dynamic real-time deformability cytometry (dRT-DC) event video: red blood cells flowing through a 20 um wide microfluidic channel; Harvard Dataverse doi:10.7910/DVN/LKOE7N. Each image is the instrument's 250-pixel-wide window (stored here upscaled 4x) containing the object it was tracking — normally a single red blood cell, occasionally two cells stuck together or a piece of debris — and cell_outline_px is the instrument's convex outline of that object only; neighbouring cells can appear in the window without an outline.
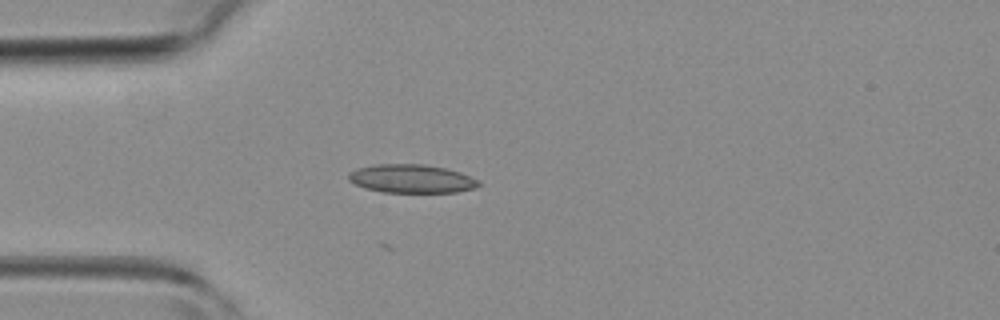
{"species": "common noctule bat (a hibernating species)", "species_latin": "Nyctalus noctula", "temperature_condition": "room temperature", "stored_images_in_passage": 18, "camera_frame_rate_fps": 3000, "um_per_image_px": 0.085, "animal": {"sex": "female", "body_mass_g": 19.3, "forearm_length_mm": 54.1}, "frame": {"image": 1, "passage_image": 2, "time_ms": 0.333, "image_size_px": [1000, 320], "cell_outline_px": [[480, 184], [476, 188], [456, 192], [384, 192], [364, 188], [348, 180], [348, 172], [356, 168], [376, 164], [424, 164], [444, 168], [460, 172], [476, 180]], "centroid_in_image_um": [34.93, 15.18], "position_along_channel_um": 50.1, "area_um2": 21.5}}
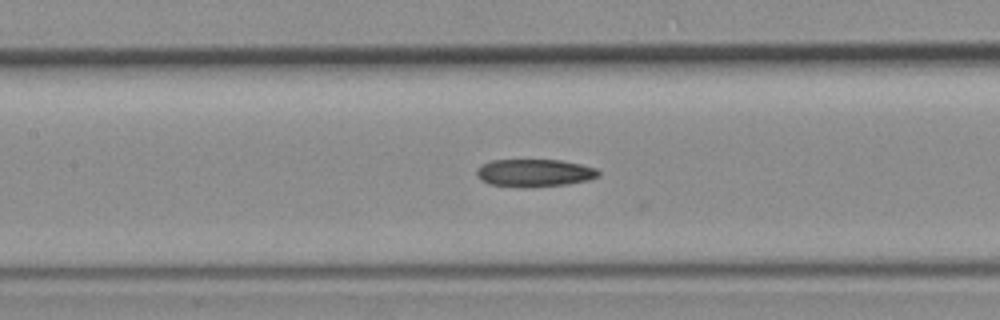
{"frame": {"image": 2, "passage_image": 10, "time_ms": 3.0, "image_size_px": [1000, 320], "cell_outline_px": [[600, 176], [588, 180], [568, 184], [488, 184], [480, 180], [476, 176], [476, 168], [480, 164], [492, 160], [560, 160], [580, 164], [596, 168], [600, 172]], "centroid_in_image_um": [45.42, 14.64], "position_along_channel_um": 162.0, "area_um2": 18.79}}
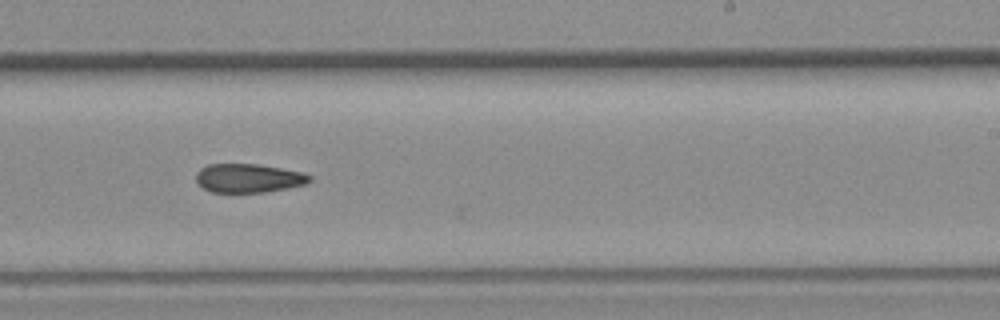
{"frame": {"image": 3, "passage_image": 17, "time_ms": 5.333, "image_size_px": [1000, 320], "cell_outline_px": [[312, 180], [308, 184], [288, 188], [264, 192], [212, 192], [204, 188], [196, 180], [196, 172], [200, 168], [208, 164], [256, 164], [280, 168], [300, 172], [312, 176]], "centroid_in_image_um": [21.14, 15.14], "position_along_channel_um": 267.9, "area_um2": 19.02}}